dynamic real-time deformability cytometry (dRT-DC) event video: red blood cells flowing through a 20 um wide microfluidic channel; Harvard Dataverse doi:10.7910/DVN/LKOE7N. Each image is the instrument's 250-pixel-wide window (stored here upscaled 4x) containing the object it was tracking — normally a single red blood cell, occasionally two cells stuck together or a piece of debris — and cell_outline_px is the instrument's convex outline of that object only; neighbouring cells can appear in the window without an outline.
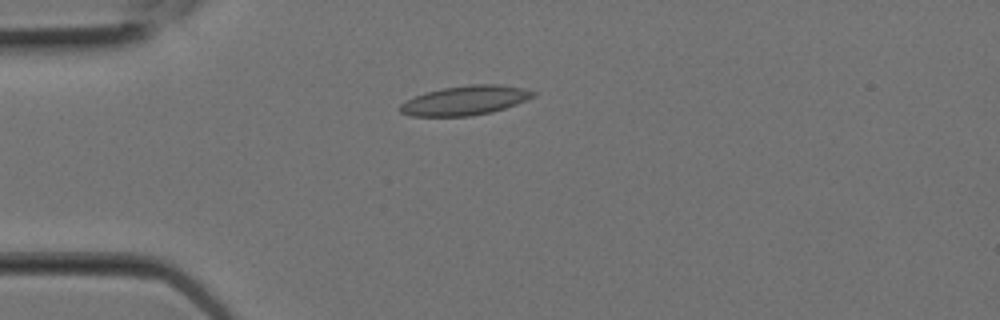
{"species": "Egyptian fruit bat (a non-hibernating species)", "species_latin": "Rousettus aegyptiacus", "temperature_condition": "room temperature", "stored_images_in_passage": 2, "camera_frame_rate_fps": 3000, "um_per_image_px": 0.085, "animal": {"sex": "female"}, "frame": {"image": 1, "passage_image": 2, "time_ms": 0.333, "image_size_px": [1000, 320], "cell_outline_px": [[536, 96], [516, 104], [492, 112], [468, 116], [412, 116], [400, 112], [400, 104], [424, 92], [444, 88], [468, 84], [500, 84], [524, 88], [536, 92]], "centroid_in_image_um": [39.57, 8.53], "position_along_channel_um": 45.4, "area_um2": 22.72}}